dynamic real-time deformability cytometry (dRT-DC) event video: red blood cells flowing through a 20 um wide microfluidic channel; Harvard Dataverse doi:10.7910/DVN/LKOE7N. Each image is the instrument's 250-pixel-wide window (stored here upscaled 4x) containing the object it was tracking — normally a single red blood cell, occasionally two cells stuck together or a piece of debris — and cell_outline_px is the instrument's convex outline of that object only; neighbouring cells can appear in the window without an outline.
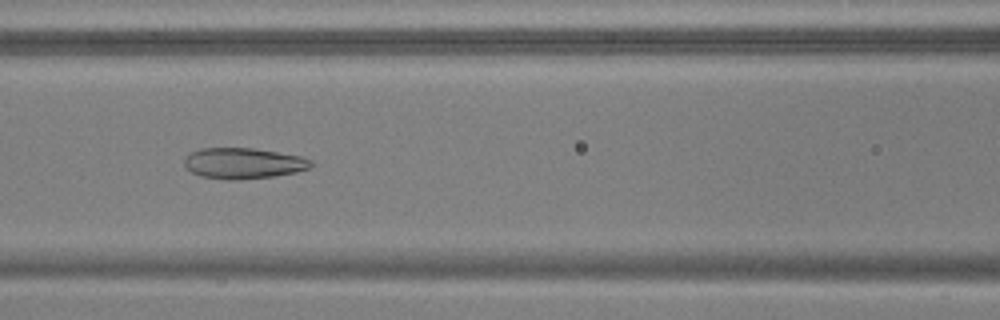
{"species": "common noctule bat (a hibernating species)", "species_latin": "Nyctalus noctula", "temperature_condition": "warm", "stored_images_in_passage": 49, "camera_frame_rate_fps": 3000, "um_per_image_px": 0.085, "animal": {"sex": "male", "body_mass_g": 17.9, "forearm_length_mm": 54.2}, "frame": {"image": 1, "passage_image": 18, "time_ms": 5.667, "image_size_px": [1000, 320], "cell_outline_px": [[316, 164], [312, 168], [296, 172], [272, 176], [236, 180], [228, 180], [200, 176], [184, 168], [184, 156], [200, 148], [252, 148], [300, 156], [312, 160]], "centroid_in_image_um": [20.68, 13.88], "position_along_channel_um": 145.9, "area_um2": 22.95}}
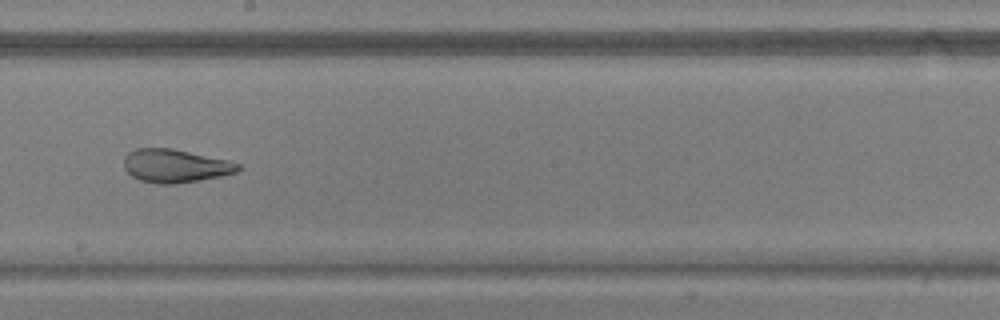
{"frame": {"image": 2, "passage_image": 25, "time_ms": 8.0, "image_size_px": [1000, 320], "cell_outline_px": [[244, 168], [236, 172], [224, 176], [176, 184], [156, 184], [140, 180], [132, 176], [124, 168], [124, 156], [128, 152], [136, 148], [172, 148], [228, 160], [240, 164]], "centroid_in_image_um": [14.92, 14.1], "position_along_channel_um": 233.3, "area_um2": 22.43}}
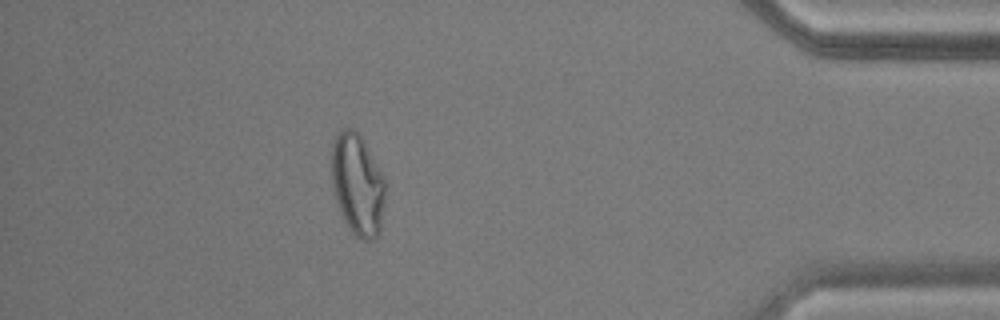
{"frame": {"image": 3, "passage_image": 42, "time_ms": 13.667, "image_size_px": [1000, 320], "cell_outline_px": [[384, 204], [380, 232], [372, 240], [364, 240], [356, 236], [348, 228], [344, 220], [336, 200], [332, 184], [332, 144], [336, 136], [344, 128], [352, 128], [364, 140], [384, 176]], "centroid_in_image_um": [30.4, 15.69], "position_along_channel_um": 404.8, "area_um2": 31.62}, "authors_computed_cell_mechanics": {"area_um2": 29.478, "velocity_mm_per_s": 3.756, "shape_relaxation_time_tau1_ms": null, "shape_relaxation_time_tau2_ms": 1.5344, "deformation_change_tau1": null, "deformation_change_tau2": 0.0936}}